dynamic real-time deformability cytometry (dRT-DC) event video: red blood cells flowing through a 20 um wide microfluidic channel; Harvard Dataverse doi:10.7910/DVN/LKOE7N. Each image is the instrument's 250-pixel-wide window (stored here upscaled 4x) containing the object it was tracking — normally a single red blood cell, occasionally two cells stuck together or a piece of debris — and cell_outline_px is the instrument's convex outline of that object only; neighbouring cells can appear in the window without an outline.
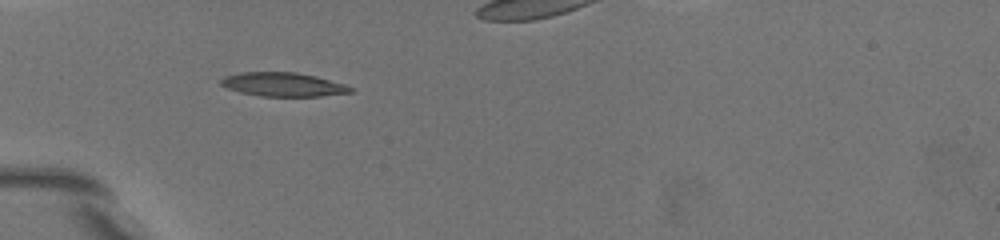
{"species": "common noctule bat (a hibernating species)", "species_latin": "Nyctalus noctula", "temperature_condition": "warm", "stored_images_in_passage": 32, "camera_frame_rate_fps": 3000, "um_per_image_px": 0.085, "animal": {"sex": "female", "body_mass_g": 19.5, "forearm_length_mm": 54.1}, "frame": {"image": 1, "passage_image": 1, "time_ms": 0.0, "image_size_px": [1000, 240], "cell_outline_px": [[356, 88], [352, 92], [320, 96], [260, 96], [240, 92], [228, 88], [220, 84], [220, 80], [224, 76], [240, 72], [296, 72], [316, 76], [344, 84]], "centroid_in_image_um": [24.07, 7.17], "position_along_channel_um": 60.9, "area_um2": 18.03}}
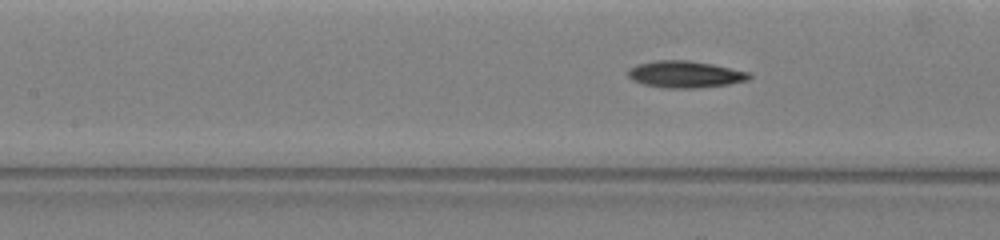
{"frame": {"image": 2, "passage_image": 15, "time_ms": 2.667, "image_size_px": [1000, 240], "cell_outline_px": [[752, 76], [748, 80], [728, 84], [696, 88], [660, 88], [644, 84], [632, 80], [628, 76], [628, 68], [636, 64], [656, 60], [688, 60], [712, 64], [748, 72]], "centroid_in_image_um": [58.19, 6.32], "position_along_channel_um": 149.2, "area_um2": 18.96}}
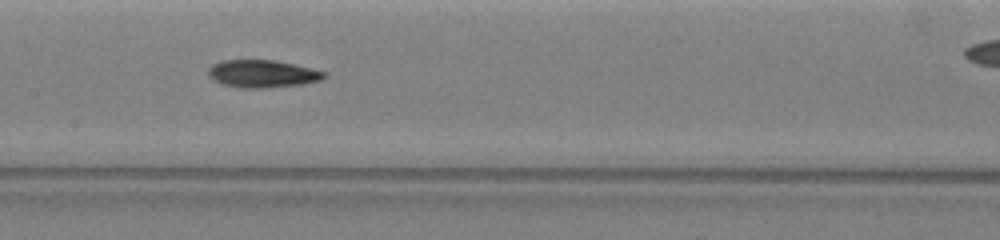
{"frame": {"image": 3, "passage_image": 20, "time_ms": 3.667, "image_size_px": [1000, 240], "cell_outline_px": [[328, 76], [320, 80], [304, 84], [268, 88], [236, 88], [224, 84], [208, 76], [208, 68], [212, 64], [220, 60], [276, 60], [328, 72]], "centroid_in_image_um": [22.33, 6.27], "position_along_channel_um": 185.1, "area_um2": 18.84}}